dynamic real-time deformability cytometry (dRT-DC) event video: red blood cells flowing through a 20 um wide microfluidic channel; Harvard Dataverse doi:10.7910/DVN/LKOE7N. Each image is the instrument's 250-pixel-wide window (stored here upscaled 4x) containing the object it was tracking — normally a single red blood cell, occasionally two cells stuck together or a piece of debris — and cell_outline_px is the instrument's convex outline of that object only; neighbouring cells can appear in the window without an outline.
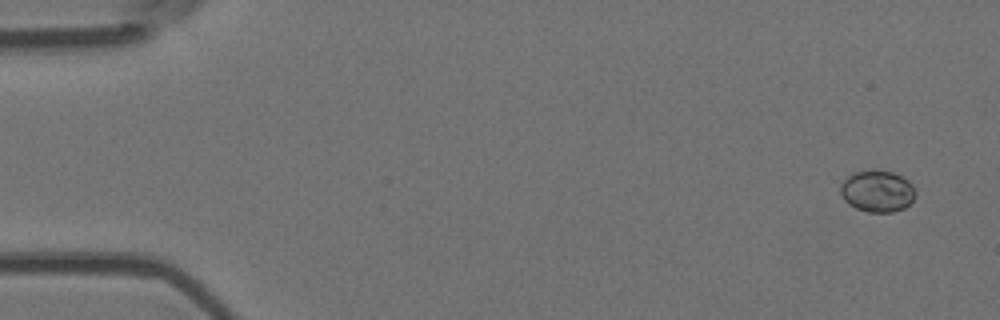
{"species": "Egyptian fruit bat (a non-hibernating species)", "species_latin": "Rousettus aegyptiacus", "temperature_condition": "room temperature", "stored_images_in_passage": 5, "camera_frame_rate_fps": 3000, "um_per_image_px": 0.085, "animal": {"sex": "female"}, "frame": {"image": 1, "passage_image": 1, "time_ms": 0.0, "image_size_px": [1000, 320], "cell_outline_px": [[916, 196], [904, 208], [892, 212], [868, 212], [856, 208], [848, 204], [844, 200], [840, 192], [840, 184], [852, 172], [876, 168], [892, 172], [908, 180], [912, 184], [916, 192]], "centroid_in_image_um": [74.55, 16.22], "position_along_channel_um": 10.4, "area_um2": 18.5}}
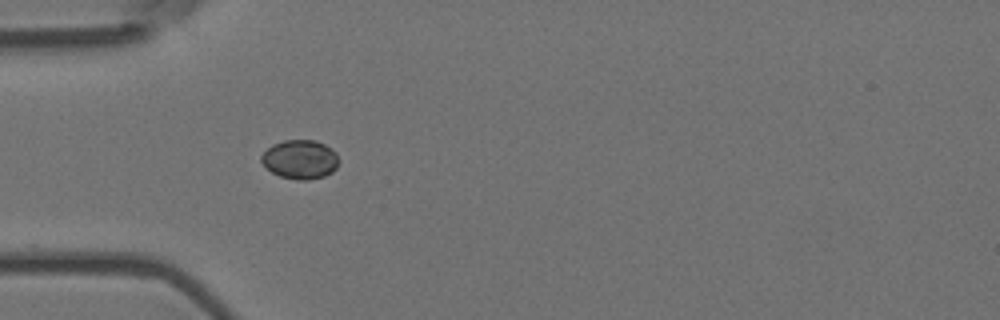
{"frame": {"image": 2, "passage_image": 5, "time_ms": 1.333, "image_size_px": [1000, 320], "cell_outline_px": [[340, 160], [336, 168], [332, 172], [324, 176], [308, 180], [300, 180], [280, 176], [272, 172], [260, 160], [260, 156], [272, 144], [284, 140], [316, 140], [332, 148], [336, 152]], "centroid_in_image_um": [25.54, 13.54], "position_along_channel_um": 59.5, "area_um2": 17.69}}